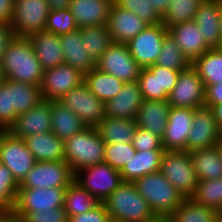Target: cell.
I'll return each instance as SVG.
<instances>
[{
  "label": "cell",
  "mask_w": 222,
  "mask_h": 222,
  "mask_svg": "<svg viewBox=\"0 0 222 222\" xmlns=\"http://www.w3.org/2000/svg\"><path fill=\"white\" fill-rule=\"evenodd\" d=\"M0 68L5 79L36 86H40L44 73L28 37L15 36L0 60Z\"/></svg>",
  "instance_id": "cell-1"
},
{
  "label": "cell",
  "mask_w": 222,
  "mask_h": 222,
  "mask_svg": "<svg viewBox=\"0 0 222 222\" xmlns=\"http://www.w3.org/2000/svg\"><path fill=\"white\" fill-rule=\"evenodd\" d=\"M133 183L157 218H168L184 200L160 171L140 177Z\"/></svg>",
  "instance_id": "cell-2"
},
{
  "label": "cell",
  "mask_w": 222,
  "mask_h": 222,
  "mask_svg": "<svg viewBox=\"0 0 222 222\" xmlns=\"http://www.w3.org/2000/svg\"><path fill=\"white\" fill-rule=\"evenodd\" d=\"M103 204L109 217L124 222H151L157 218L130 181H123Z\"/></svg>",
  "instance_id": "cell-3"
},
{
  "label": "cell",
  "mask_w": 222,
  "mask_h": 222,
  "mask_svg": "<svg viewBox=\"0 0 222 222\" xmlns=\"http://www.w3.org/2000/svg\"><path fill=\"white\" fill-rule=\"evenodd\" d=\"M65 162L75 173L89 165L104 162L105 142L96 128L86 127L65 142Z\"/></svg>",
  "instance_id": "cell-4"
},
{
  "label": "cell",
  "mask_w": 222,
  "mask_h": 222,
  "mask_svg": "<svg viewBox=\"0 0 222 222\" xmlns=\"http://www.w3.org/2000/svg\"><path fill=\"white\" fill-rule=\"evenodd\" d=\"M160 172L166 177L184 199L191 198L198 184L188 151L165 150Z\"/></svg>",
  "instance_id": "cell-5"
},
{
  "label": "cell",
  "mask_w": 222,
  "mask_h": 222,
  "mask_svg": "<svg viewBox=\"0 0 222 222\" xmlns=\"http://www.w3.org/2000/svg\"><path fill=\"white\" fill-rule=\"evenodd\" d=\"M74 182L104 202L123 182L120 170L102 162L89 165L74 173Z\"/></svg>",
  "instance_id": "cell-6"
},
{
  "label": "cell",
  "mask_w": 222,
  "mask_h": 222,
  "mask_svg": "<svg viewBox=\"0 0 222 222\" xmlns=\"http://www.w3.org/2000/svg\"><path fill=\"white\" fill-rule=\"evenodd\" d=\"M47 0H15L11 27L17 37L44 31L50 14Z\"/></svg>",
  "instance_id": "cell-7"
},
{
  "label": "cell",
  "mask_w": 222,
  "mask_h": 222,
  "mask_svg": "<svg viewBox=\"0 0 222 222\" xmlns=\"http://www.w3.org/2000/svg\"><path fill=\"white\" fill-rule=\"evenodd\" d=\"M74 172L65 161H36L19 188L69 187Z\"/></svg>",
  "instance_id": "cell-8"
},
{
  "label": "cell",
  "mask_w": 222,
  "mask_h": 222,
  "mask_svg": "<svg viewBox=\"0 0 222 222\" xmlns=\"http://www.w3.org/2000/svg\"><path fill=\"white\" fill-rule=\"evenodd\" d=\"M58 101L77 115L86 127H96L106 116L105 103L93 95L83 82Z\"/></svg>",
  "instance_id": "cell-9"
},
{
  "label": "cell",
  "mask_w": 222,
  "mask_h": 222,
  "mask_svg": "<svg viewBox=\"0 0 222 222\" xmlns=\"http://www.w3.org/2000/svg\"><path fill=\"white\" fill-rule=\"evenodd\" d=\"M0 163L10 170L20 184L36 160L27 148L24 139L16 138L7 131H0Z\"/></svg>",
  "instance_id": "cell-10"
},
{
  "label": "cell",
  "mask_w": 222,
  "mask_h": 222,
  "mask_svg": "<svg viewBox=\"0 0 222 222\" xmlns=\"http://www.w3.org/2000/svg\"><path fill=\"white\" fill-rule=\"evenodd\" d=\"M96 68L124 83L137 81L141 70L127 44L122 43H112L96 62Z\"/></svg>",
  "instance_id": "cell-11"
},
{
  "label": "cell",
  "mask_w": 222,
  "mask_h": 222,
  "mask_svg": "<svg viewBox=\"0 0 222 222\" xmlns=\"http://www.w3.org/2000/svg\"><path fill=\"white\" fill-rule=\"evenodd\" d=\"M65 192V187L19 188L14 211L22 218L26 213L62 207Z\"/></svg>",
  "instance_id": "cell-12"
},
{
  "label": "cell",
  "mask_w": 222,
  "mask_h": 222,
  "mask_svg": "<svg viewBox=\"0 0 222 222\" xmlns=\"http://www.w3.org/2000/svg\"><path fill=\"white\" fill-rule=\"evenodd\" d=\"M167 33L168 28L163 23L148 25L126 43L131 56L141 68H147L156 63Z\"/></svg>",
  "instance_id": "cell-13"
},
{
  "label": "cell",
  "mask_w": 222,
  "mask_h": 222,
  "mask_svg": "<svg viewBox=\"0 0 222 222\" xmlns=\"http://www.w3.org/2000/svg\"><path fill=\"white\" fill-rule=\"evenodd\" d=\"M170 107L199 108L205 106V86L191 65L180 71L177 83L168 96Z\"/></svg>",
  "instance_id": "cell-14"
},
{
  "label": "cell",
  "mask_w": 222,
  "mask_h": 222,
  "mask_svg": "<svg viewBox=\"0 0 222 222\" xmlns=\"http://www.w3.org/2000/svg\"><path fill=\"white\" fill-rule=\"evenodd\" d=\"M84 82V75L68 64L45 70L40 84L43 100H59Z\"/></svg>",
  "instance_id": "cell-15"
},
{
  "label": "cell",
  "mask_w": 222,
  "mask_h": 222,
  "mask_svg": "<svg viewBox=\"0 0 222 222\" xmlns=\"http://www.w3.org/2000/svg\"><path fill=\"white\" fill-rule=\"evenodd\" d=\"M221 139V131L210 107L194 109L193 124L188 135L187 151L216 146Z\"/></svg>",
  "instance_id": "cell-16"
},
{
  "label": "cell",
  "mask_w": 222,
  "mask_h": 222,
  "mask_svg": "<svg viewBox=\"0 0 222 222\" xmlns=\"http://www.w3.org/2000/svg\"><path fill=\"white\" fill-rule=\"evenodd\" d=\"M51 100H43L25 113L19 114L8 128L12 136L25 138L30 135L51 132Z\"/></svg>",
  "instance_id": "cell-17"
},
{
  "label": "cell",
  "mask_w": 222,
  "mask_h": 222,
  "mask_svg": "<svg viewBox=\"0 0 222 222\" xmlns=\"http://www.w3.org/2000/svg\"><path fill=\"white\" fill-rule=\"evenodd\" d=\"M194 109L170 107L162 137L164 150L187 151L188 135L193 124Z\"/></svg>",
  "instance_id": "cell-18"
},
{
  "label": "cell",
  "mask_w": 222,
  "mask_h": 222,
  "mask_svg": "<svg viewBox=\"0 0 222 222\" xmlns=\"http://www.w3.org/2000/svg\"><path fill=\"white\" fill-rule=\"evenodd\" d=\"M148 25L135 13L122 9L113 2L107 23L113 43H128Z\"/></svg>",
  "instance_id": "cell-19"
},
{
  "label": "cell",
  "mask_w": 222,
  "mask_h": 222,
  "mask_svg": "<svg viewBox=\"0 0 222 222\" xmlns=\"http://www.w3.org/2000/svg\"><path fill=\"white\" fill-rule=\"evenodd\" d=\"M219 15L220 1L203 0L193 19L210 49L222 47V31Z\"/></svg>",
  "instance_id": "cell-20"
},
{
  "label": "cell",
  "mask_w": 222,
  "mask_h": 222,
  "mask_svg": "<svg viewBox=\"0 0 222 222\" xmlns=\"http://www.w3.org/2000/svg\"><path fill=\"white\" fill-rule=\"evenodd\" d=\"M143 100L137 81L124 83L120 92L105 103V115L135 120Z\"/></svg>",
  "instance_id": "cell-21"
},
{
  "label": "cell",
  "mask_w": 222,
  "mask_h": 222,
  "mask_svg": "<svg viewBox=\"0 0 222 222\" xmlns=\"http://www.w3.org/2000/svg\"><path fill=\"white\" fill-rule=\"evenodd\" d=\"M168 32L191 63L210 49L193 20L170 26Z\"/></svg>",
  "instance_id": "cell-22"
},
{
  "label": "cell",
  "mask_w": 222,
  "mask_h": 222,
  "mask_svg": "<svg viewBox=\"0 0 222 222\" xmlns=\"http://www.w3.org/2000/svg\"><path fill=\"white\" fill-rule=\"evenodd\" d=\"M113 0H71L69 10L79 28L107 25Z\"/></svg>",
  "instance_id": "cell-23"
},
{
  "label": "cell",
  "mask_w": 222,
  "mask_h": 222,
  "mask_svg": "<svg viewBox=\"0 0 222 222\" xmlns=\"http://www.w3.org/2000/svg\"><path fill=\"white\" fill-rule=\"evenodd\" d=\"M28 39L44 71L64 63L59 35L44 30L29 35Z\"/></svg>",
  "instance_id": "cell-24"
},
{
  "label": "cell",
  "mask_w": 222,
  "mask_h": 222,
  "mask_svg": "<svg viewBox=\"0 0 222 222\" xmlns=\"http://www.w3.org/2000/svg\"><path fill=\"white\" fill-rule=\"evenodd\" d=\"M64 63L79 70L83 75L96 67V62L82 43L79 29L60 35Z\"/></svg>",
  "instance_id": "cell-25"
},
{
  "label": "cell",
  "mask_w": 222,
  "mask_h": 222,
  "mask_svg": "<svg viewBox=\"0 0 222 222\" xmlns=\"http://www.w3.org/2000/svg\"><path fill=\"white\" fill-rule=\"evenodd\" d=\"M168 100H143L135 118L137 127L163 137L169 117Z\"/></svg>",
  "instance_id": "cell-26"
},
{
  "label": "cell",
  "mask_w": 222,
  "mask_h": 222,
  "mask_svg": "<svg viewBox=\"0 0 222 222\" xmlns=\"http://www.w3.org/2000/svg\"><path fill=\"white\" fill-rule=\"evenodd\" d=\"M23 139L36 161H65L64 141L54 133H40Z\"/></svg>",
  "instance_id": "cell-27"
},
{
  "label": "cell",
  "mask_w": 222,
  "mask_h": 222,
  "mask_svg": "<svg viewBox=\"0 0 222 222\" xmlns=\"http://www.w3.org/2000/svg\"><path fill=\"white\" fill-rule=\"evenodd\" d=\"M165 150L136 151L120 170L123 181L133 182L147 174L160 171L163 152Z\"/></svg>",
  "instance_id": "cell-28"
},
{
  "label": "cell",
  "mask_w": 222,
  "mask_h": 222,
  "mask_svg": "<svg viewBox=\"0 0 222 222\" xmlns=\"http://www.w3.org/2000/svg\"><path fill=\"white\" fill-rule=\"evenodd\" d=\"M51 132L64 142L86 126L70 109L58 100H51Z\"/></svg>",
  "instance_id": "cell-29"
},
{
  "label": "cell",
  "mask_w": 222,
  "mask_h": 222,
  "mask_svg": "<svg viewBox=\"0 0 222 222\" xmlns=\"http://www.w3.org/2000/svg\"><path fill=\"white\" fill-rule=\"evenodd\" d=\"M95 128L105 143L127 144L132 143L137 125L135 120L105 116Z\"/></svg>",
  "instance_id": "cell-30"
},
{
  "label": "cell",
  "mask_w": 222,
  "mask_h": 222,
  "mask_svg": "<svg viewBox=\"0 0 222 222\" xmlns=\"http://www.w3.org/2000/svg\"><path fill=\"white\" fill-rule=\"evenodd\" d=\"M189 153L198 181L222 177V158L217 146L193 150Z\"/></svg>",
  "instance_id": "cell-31"
},
{
  "label": "cell",
  "mask_w": 222,
  "mask_h": 222,
  "mask_svg": "<svg viewBox=\"0 0 222 222\" xmlns=\"http://www.w3.org/2000/svg\"><path fill=\"white\" fill-rule=\"evenodd\" d=\"M84 83L90 92L104 103L115 97L124 85L121 80L96 67L84 74Z\"/></svg>",
  "instance_id": "cell-32"
},
{
  "label": "cell",
  "mask_w": 222,
  "mask_h": 222,
  "mask_svg": "<svg viewBox=\"0 0 222 222\" xmlns=\"http://www.w3.org/2000/svg\"><path fill=\"white\" fill-rule=\"evenodd\" d=\"M11 111L18 116L43 101L40 86L10 80Z\"/></svg>",
  "instance_id": "cell-33"
},
{
  "label": "cell",
  "mask_w": 222,
  "mask_h": 222,
  "mask_svg": "<svg viewBox=\"0 0 222 222\" xmlns=\"http://www.w3.org/2000/svg\"><path fill=\"white\" fill-rule=\"evenodd\" d=\"M192 66L197 70L205 87L222 82V48L207 50Z\"/></svg>",
  "instance_id": "cell-34"
},
{
  "label": "cell",
  "mask_w": 222,
  "mask_h": 222,
  "mask_svg": "<svg viewBox=\"0 0 222 222\" xmlns=\"http://www.w3.org/2000/svg\"><path fill=\"white\" fill-rule=\"evenodd\" d=\"M219 214L217 210L195 203L188 198L182 201L168 220L169 222H217Z\"/></svg>",
  "instance_id": "cell-35"
},
{
  "label": "cell",
  "mask_w": 222,
  "mask_h": 222,
  "mask_svg": "<svg viewBox=\"0 0 222 222\" xmlns=\"http://www.w3.org/2000/svg\"><path fill=\"white\" fill-rule=\"evenodd\" d=\"M78 29L82 36V43L94 61L97 62L101 58V55L113 43L108 26H85Z\"/></svg>",
  "instance_id": "cell-36"
},
{
  "label": "cell",
  "mask_w": 222,
  "mask_h": 222,
  "mask_svg": "<svg viewBox=\"0 0 222 222\" xmlns=\"http://www.w3.org/2000/svg\"><path fill=\"white\" fill-rule=\"evenodd\" d=\"M100 201L88 191L73 182L66 188L64 209L68 218L85 213L96 207Z\"/></svg>",
  "instance_id": "cell-37"
},
{
  "label": "cell",
  "mask_w": 222,
  "mask_h": 222,
  "mask_svg": "<svg viewBox=\"0 0 222 222\" xmlns=\"http://www.w3.org/2000/svg\"><path fill=\"white\" fill-rule=\"evenodd\" d=\"M155 65L171 70L183 71L188 69L192 63L168 32L164 36L162 48Z\"/></svg>",
  "instance_id": "cell-38"
},
{
  "label": "cell",
  "mask_w": 222,
  "mask_h": 222,
  "mask_svg": "<svg viewBox=\"0 0 222 222\" xmlns=\"http://www.w3.org/2000/svg\"><path fill=\"white\" fill-rule=\"evenodd\" d=\"M191 199L195 203L220 212L222 210V177L213 180L198 181Z\"/></svg>",
  "instance_id": "cell-39"
},
{
  "label": "cell",
  "mask_w": 222,
  "mask_h": 222,
  "mask_svg": "<svg viewBox=\"0 0 222 222\" xmlns=\"http://www.w3.org/2000/svg\"><path fill=\"white\" fill-rule=\"evenodd\" d=\"M202 2L203 0H170L168 9L162 16V23L169 28L193 20Z\"/></svg>",
  "instance_id": "cell-40"
},
{
  "label": "cell",
  "mask_w": 222,
  "mask_h": 222,
  "mask_svg": "<svg viewBox=\"0 0 222 222\" xmlns=\"http://www.w3.org/2000/svg\"><path fill=\"white\" fill-rule=\"evenodd\" d=\"M19 183L10 170L0 163V211L14 210Z\"/></svg>",
  "instance_id": "cell-41"
},
{
  "label": "cell",
  "mask_w": 222,
  "mask_h": 222,
  "mask_svg": "<svg viewBox=\"0 0 222 222\" xmlns=\"http://www.w3.org/2000/svg\"><path fill=\"white\" fill-rule=\"evenodd\" d=\"M120 8L131 11L149 25L162 23V17L147 0H113Z\"/></svg>",
  "instance_id": "cell-42"
},
{
  "label": "cell",
  "mask_w": 222,
  "mask_h": 222,
  "mask_svg": "<svg viewBox=\"0 0 222 222\" xmlns=\"http://www.w3.org/2000/svg\"><path fill=\"white\" fill-rule=\"evenodd\" d=\"M77 26L73 15L69 8L60 10H51L47 18V25L45 31L54 33L56 35H63L77 30Z\"/></svg>",
  "instance_id": "cell-43"
},
{
  "label": "cell",
  "mask_w": 222,
  "mask_h": 222,
  "mask_svg": "<svg viewBox=\"0 0 222 222\" xmlns=\"http://www.w3.org/2000/svg\"><path fill=\"white\" fill-rule=\"evenodd\" d=\"M136 153V149L132 143H106L104 150V162L111 165L117 170H121L122 167L128 162Z\"/></svg>",
  "instance_id": "cell-44"
},
{
  "label": "cell",
  "mask_w": 222,
  "mask_h": 222,
  "mask_svg": "<svg viewBox=\"0 0 222 222\" xmlns=\"http://www.w3.org/2000/svg\"><path fill=\"white\" fill-rule=\"evenodd\" d=\"M152 73H158L159 100H168L170 92L177 83L180 71L171 70L155 64L147 67Z\"/></svg>",
  "instance_id": "cell-45"
},
{
  "label": "cell",
  "mask_w": 222,
  "mask_h": 222,
  "mask_svg": "<svg viewBox=\"0 0 222 222\" xmlns=\"http://www.w3.org/2000/svg\"><path fill=\"white\" fill-rule=\"evenodd\" d=\"M16 117L11 111L10 80L5 79L0 85V131H7Z\"/></svg>",
  "instance_id": "cell-46"
},
{
  "label": "cell",
  "mask_w": 222,
  "mask_h": 222,
  "mask_svg": "<svg viewBox=\"0 0 222 222\" xmlns=\"http://www.w3.org/2000/svg\"><path fill=\"white\" fill-rule=\"evenodd\" d=\"M137 83L144 100H159L158 73H152L148 68H141Z\"/></svg>",
  "instance_id": "cell-47"
},
{
  "label": "cell",
  "mask_w": 222,
  "mask_h": 222,
  "mask_svg": "<svg viewBox=\"0 0 222 222\" xmlns=\"http://www.w3.org/2000/svg\"><path fill=\"white\" fill-rule=\"evenodd\" d=\"M132 145L136 151L164 150L162 138L141 127L136 128Z\"/></svg>",
  "instance_id": "cell-48"
},
{
  "label": "cell",
  "mask_w": 222,
  "mask_h": 222,
  "mask_svg": "<svg viewBox=\"0 0 222 222\" xmlns=\"http://www.w3.org/2000/svg\"><path fill=\"white\" fill-rule=\"evenodd\" d=\"M23 222H68L69 218L64 206L57 207L51 211H38L26 213L22 218Z\"/></svg>",
  "instance_id": "cell-49"
},
{
  "label": "cell",
  "mask_w": 222,
  "mask_h": 222,
  "mask_svg": "<svg viewBox=\"0 0 222 222\" xmlns=\"http://www.w3.org/2000/svg\"><path fill=\"white\" fill-rule=\"evenodd\" d=\"M108 218L106 207L100 202L90 211L70 217L68 222H107Z\"/></svg>",
  "instance_id": "cell-50"
},
{
  "label": "cell",
  "mask_w": 222,
  "mask_h": 222,
  "mask_svg": "<svg viewBox=\"0 0 222 222\" xmlns=\"http://www.w3.org/2000/svg\"><path fill=\"white\" fill-rule=\"evenodd\" d=\"M222 104V82L205 87V106L212 108Z\"/></svg>",
  "instance_id": "cell-51"
},
{
  "label": "cell",
  "mask_w": 222,
  "mask_h": 222,
  "mask_svg": "<svg viewBox=\"0 0 222 222\" xmlns=\"http://www.w3.org/2000/svg\"><path fill=\"white\" fill-rule=\"evenodd\" d=\"M15 36L11 25L0 23V60Z\"/></svg>",
  "instance_id": "cell-52"
},
{
  "label": "cell",
  "mask_w": 222,
  "mask_h": 222,
  "mask_svg": "<svg viewBox=\"0 0 222 222\" xmlns=\"http://www.w3.org/2000/svg\"><path fill=\"white\" fill-rule=\"evenodd\" d=\"M15 0H0V23L11 25Z\"/></svg>",
  "instance_id": "cell-53"
},
{
  "label": "cell",
  "mask_w": 222,
  "mask_h": 222,
  "mask_svg": "<svg viewBox=\"0 0 222 222\" xmlns=\"http://www.w3.org/2000/svg\"><path fill=\"white\" fill-rule=\"evenodd\" d=\"M0 222H23L14 210L0 211Z\"/></svg>",
  "instance_id": "cell-54"
},
{
  "label": "cell",
  "mask_w": 222,
  "mask_h": 222,
  "mask_svg": "<svg viewBox=\"0 0 222 222\" xmlns=\"http://www.w3.org/2000/svg\"><path fill=\"white\" fill-rule=\"evenodd\" d=\"M162 17L168 9L170 0H147Z\"/></svg>",
  "instance_id": "cell-55"
},
{
  "label": "cell",
  "mask_w": 222,
  "mask_h": 222,
  "mask_svg": "<svg viewBox=\"0 0 222 222\" xmlns=\"http://www.w3.org/2000/svg\"><path fill=\"white\" fill-rule=\"evenodd\" d=\"M71 0H47L50 10L69 8Z\"/></svg>",
  "instance_id": "cell-56"
},
{
  "label": "cell",
  "mask_w": 222,
  "mask_h": 222,
  "mask_svg": "<svg viewBox=\"0 0 222 222\" xmlns=\"http://www.w3.org/2000/svg\"><path fill=\"white\" fill-rule=\"evenodd\" d=\"M214 113V118L217 122V125L222 132V104L215 105L211 108Z\"/></svg>",
  "instance_id": "cell-57"
},
{
  "label": "cell",
  "mask_w": 222,
  "mask_h": 222,
  "mask_svg": "<svg viewBox=\"0 0 222 222\" xmlns=\"http://www.w3.org/2000/svg\"><path fill=\"white\" fill-rule=\"evenodd\" d=\"M219 152H220V155H221V158H222V137L221 139L218 141V144L216 145Z\"/></svg>",
  "instance_id": "cell-58"
},
{
  "label": "cell",
  "mask_w": 222,
  "mask_h": 222,
  "mask_svg": "<svg viewBox=\"0 0 222 222\" xmlns=\"http://www.w3.org/2000/svg\"><path fill=\"white\" fill-rule=\"evenodd\" d=\"M151 222H169L168 218H156Z\"/></svg>",
  "instance_id": "cell-59"
},
{
  "label": "cell",
  "mask_w": 222,
  "mask_h": 222,
  "mask_svg": "<svg viewBox=\"0 0 222 222\" xmlns=\"http://www.w3.org/2000/svg\"><path fill=\"white\" fill-rule=\"evenodd\" d=\"M221 31H222V1H220V15H219Z\"/></svg>",
  "instance_id": "cell-60"
},
{
  "label": "cell",
  "mask_w": 222,
  "mask_h": 222,
  "mask_svg": "<svg viewBox=\"0 0 222 222\" xmlns=\"http://www.w3.org/2000/svg\"><path fill=\"white\" fill-rule=\"evenodd\" d=\"M4 80H5V77H4L3 71H2L1 68H0V85H1L2 83H4Z\"/></svg>",
  "instance_id": "cell-61"
},
{
  "label": "cell",
  "mask_w": 222,
  "mask_h": 222,
  "mask_svg": "<svg viewBox=\"0 0 222 222\" xmlns=\"http://www.w3.org/2000/svg\"><path fill=\"white\" fill-rule=\"evenodd\" d=\"M107 222H124V221L119 220V219H115V218H112V217H109Z\"/></svg>",
  "instance_id": "cell-62"
},
{
  "label": "cell",
  "mask_w": 222,
  "mask_h": 222,
  "mask_svg": "<svg viewBox=\"0 0 222 222\" xmlns=\"http://www.w3.org/2000/svg\"><path fill=\"white\" fill-rule=\"evenodd\" d=\"M217 222H222V213L219 214Z\"/></svg>",
  "instance_id": "cell-63"
}]
</instances>
